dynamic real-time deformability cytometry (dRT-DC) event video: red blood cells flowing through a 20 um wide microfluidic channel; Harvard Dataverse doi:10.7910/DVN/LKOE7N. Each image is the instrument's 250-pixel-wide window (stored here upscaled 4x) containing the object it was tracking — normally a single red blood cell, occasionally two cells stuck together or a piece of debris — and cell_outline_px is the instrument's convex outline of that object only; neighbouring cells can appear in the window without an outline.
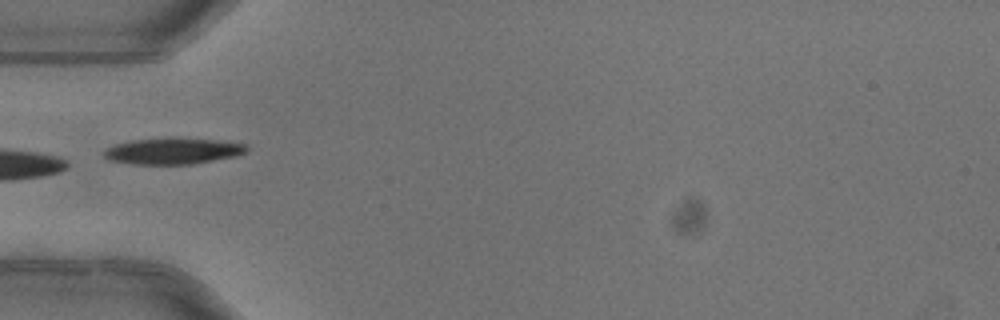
{"species": "common noctule bat (a hibernating species)", "species_latin": "Nyctalus noctula", "temperature_condition": "warm", "stored_images_in_passage": 6, "camera_frame_rate_fps": 3000, "um_per_image_px": 0.085, "animal": {"sex": "female"}, "frame": {"image": 1, "passage_image": 5, "time_ms": 1.333, "image_size_px": [1000, 320], "cell_outline_px": [[248, 148], [244, 152], [236, 156], [192, 164], [132, 164], [108, 160], [104, 156], [104, 152], [108, 148], [116, 144], [132, 140], [168, 136], [176, 136], [248, 144]], "centroid_in_image_um": [14.69, 12.82], "position_along_channel_um": 70.3, "area_um2": 22.08}}